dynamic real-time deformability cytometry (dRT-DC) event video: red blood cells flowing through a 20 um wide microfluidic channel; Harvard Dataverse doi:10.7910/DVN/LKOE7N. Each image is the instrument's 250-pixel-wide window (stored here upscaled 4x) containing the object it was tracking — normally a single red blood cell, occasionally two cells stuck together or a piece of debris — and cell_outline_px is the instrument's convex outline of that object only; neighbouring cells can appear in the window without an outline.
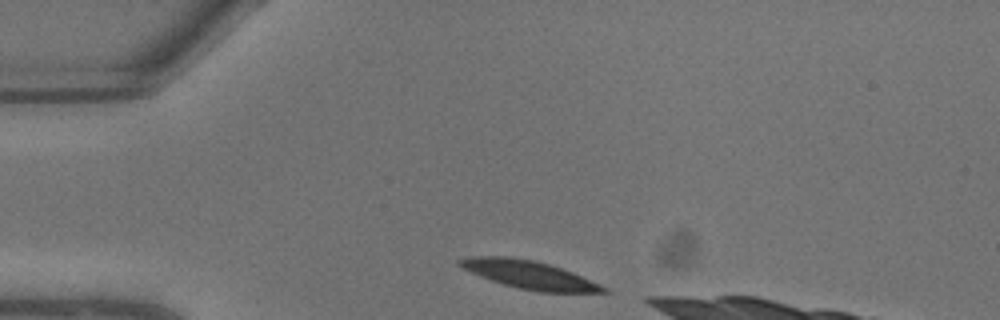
{"species": "common noctule bat (a hibernating species)", "species_latin": "Nyctalus noctula", "temperature_condition": "warm", "stored_images_in_passage": 4, "camera_frame_rate_fps": 3000, "um_per_image_px": 0.085, "animal": {"sex": "male", "body_mass_g": 13.3}, "frame": {"image": 1, "passage_image": 1, "time_ms": 0.0, "image_size_px": [1000, 320], "cell_outline_px": [[612, 292], [540, 292], [520, 288], [504, 284], [480, 276], [460, 268], [456, 264], [456, 260], [472, 256], [504, 256], [532, 260], [548, 264], [572, 272], [600, 284], [608, 288]], "centroid_in_image_um": [44.95, 23.35], "position_along_channel_um": 40.1, "area_um2": 23.29}}
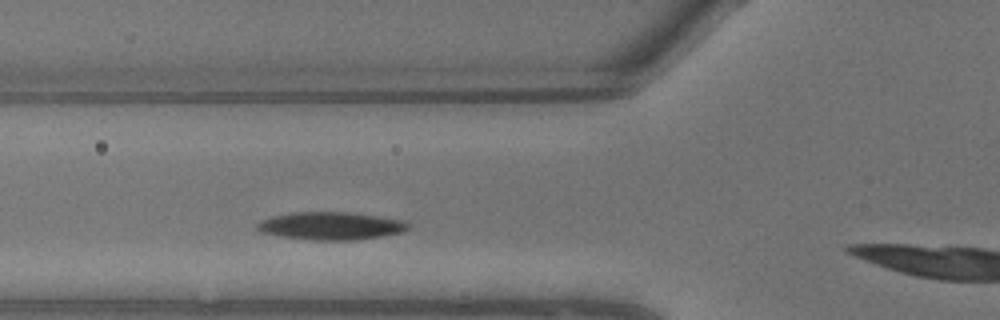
{"frame": {"image": 2, "passage_image": 4, "time_ms": 1.0, "image_size_px": [1000, 320], "cell_outline_px": [[412, 224], [404, 232], [380, 236], [352, 240], [312, 240], [280, 236], [260, 232], [256, 228], [256, 224], [260, 220], [272, 216], [292, 212], [352, 212], [404, 220]], "centroid_in_image_um": [28.12, 19.19], "position_along_channel_um": 97.7, "area_um2": 24.62}}